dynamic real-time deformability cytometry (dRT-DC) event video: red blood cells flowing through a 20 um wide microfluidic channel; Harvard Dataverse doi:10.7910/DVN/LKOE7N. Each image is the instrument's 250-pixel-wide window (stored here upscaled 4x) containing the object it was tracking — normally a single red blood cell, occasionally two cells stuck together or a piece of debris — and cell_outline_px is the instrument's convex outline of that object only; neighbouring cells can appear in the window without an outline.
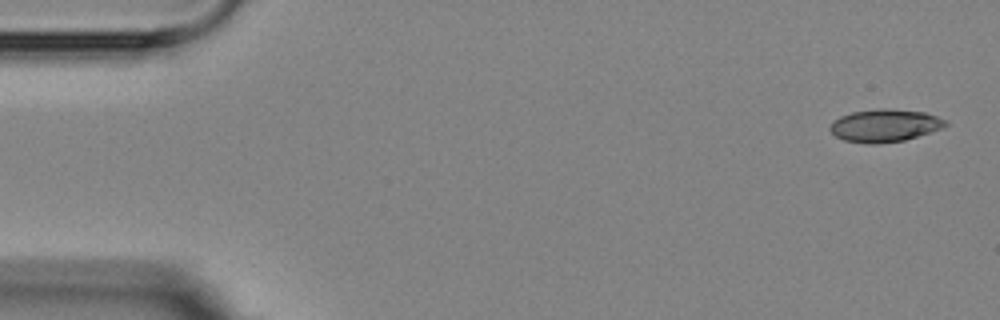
{"species": "Egyptian fruit bat (a non-hibernating species)", "species_latin": "Rousettus aegyptiacus", "temperature_condition": "room temperature", "stored_images_in_passage": 4, "camera_frame_rate_fps": 3000, "um_per_image_px": 0.085, "animal": {"sex": "female"}, "frame": {"image": 1, "passage_image": 1, "time_ms": 0.0, "image_size_px": [1000, 320], "cell_outline_px": [[948, 124], [944, 128], [904, 140], [876, 144], [864, 144], [844, 140], [836, 136], [828, 128], [832, 120], [840, 116], [852, 112], [884, 108], [924, 112], [948, 120]], "centroid_in_image_um": [75.2, 10.67], "position_along_channel_um": 9.8, "area_um2": 22.08}}